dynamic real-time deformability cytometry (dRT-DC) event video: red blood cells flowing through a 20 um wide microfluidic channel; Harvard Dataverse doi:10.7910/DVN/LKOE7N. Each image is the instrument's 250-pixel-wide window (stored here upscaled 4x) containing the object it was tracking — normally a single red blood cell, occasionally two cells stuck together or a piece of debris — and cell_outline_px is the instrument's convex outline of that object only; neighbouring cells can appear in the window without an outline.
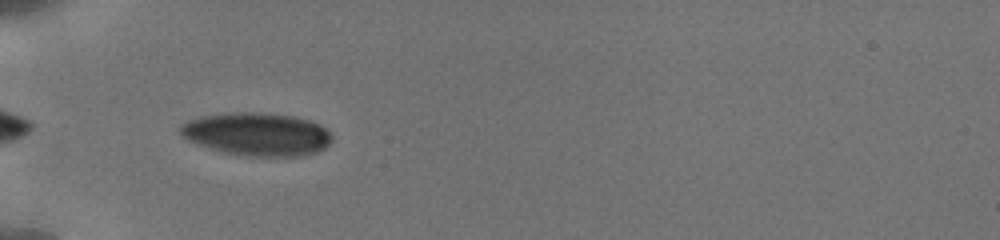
{"species": "human", "species_latin": "Homo sapiens", "temperature_condition": "cold", "stored_images_in_passage": 41, "camera_frame_rate_fps": 3000, "um_per_image_px": 0.085, "donor": {"sex": "male"}, "frame": {"image": 1, "passage_image": 5, "time_ms": 3.0, "image_size_px": [1000, 240], "cell_outline_px": [[332, 140], [324, 148], [316, 152], [300, 156], [248, 156], [224, 152], [188, 140], [180, 132], [180, 124], [188, 120], [200, 116], [228, 112], [260, 112], [296, 116], [320, 124], [332, 136]], "centroid_in_image_um": [21.85, 11.38], "position_along_channel_um": 63.2, "area_um2": 37.97}}
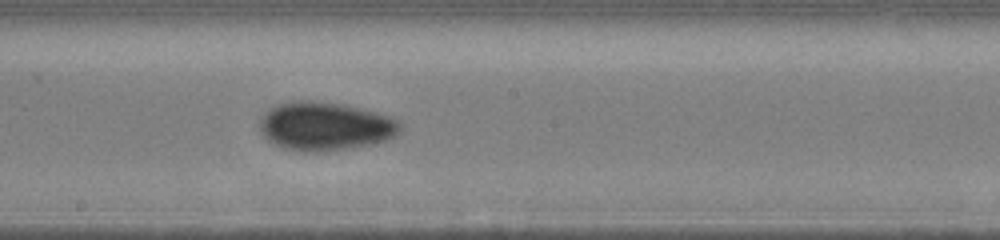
{"frame": {"image": 2, "passage_image": 19, "time_ms": 7.333, "image_size_px": [1000, 240], "cell_outline_px": [[400, 132], [384, 140], [372, 144], [316, 152], [304, 152], [284, 148], [268, 140], [260, 132], [260, 120], [272, 108], [280, 104], [300, 100], [308, 100], [340, 104], [388, 116], [396, 120], [400, 124]], "centroid_in_image_um": [27.6, 10.74], "position_along_channel_um": 220.6, "area_um2": 38.67}}
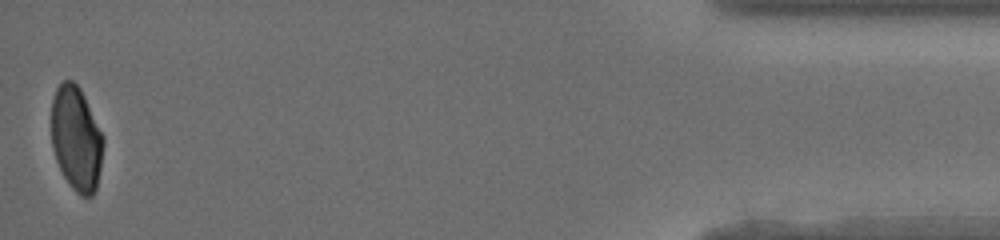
{"frame": {"image": 3, "passage_image": 41, "time_ms": 14.667, "image_size_px": [1000, 240], "cell_outline_px": [[104, 144], [100, 168], [96, 188], [92, 196], [80, 196], [72, 188], [64, 176], [56, 160], [52, 148], [52, 100], [56, 88], [64, 80], [72, 80], [80, 88], [104, 136]], "centroid_in_image_um": [6.49, 11.78], "position_along_channel_um": 428.7, "area_um2": 31.5}, "authors_computed_cell_mechanics": {"area_um2": 38.5526, "velocity_mm_per_s": 3.8511, "shape_relaxation_time_tau1_ms": 3.3407, "shape_relaxation_time_tau2_ms": 3.6084, "deformation_change_tau1": 0.0953, "deformation_change_tau2": 0.0577}}